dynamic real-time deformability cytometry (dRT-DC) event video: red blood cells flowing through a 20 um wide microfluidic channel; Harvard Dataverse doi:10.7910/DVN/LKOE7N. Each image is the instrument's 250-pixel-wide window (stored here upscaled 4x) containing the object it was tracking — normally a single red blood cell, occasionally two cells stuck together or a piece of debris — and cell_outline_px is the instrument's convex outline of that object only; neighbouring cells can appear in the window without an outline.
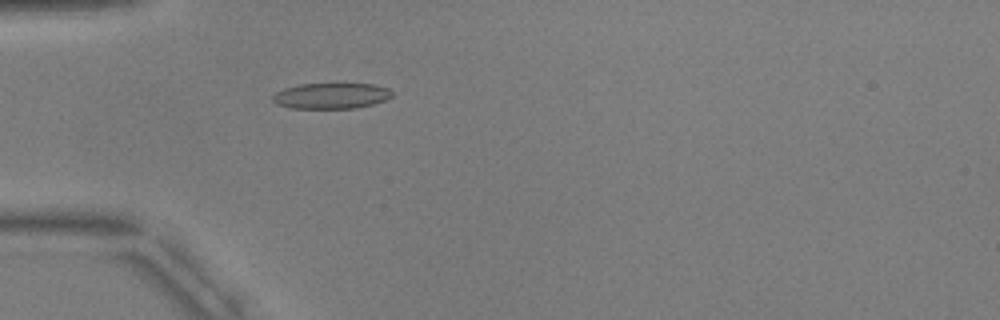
{"species": "common noctule bat (a hibernating species)", "species_latin": "Nyctalus noctula", "temperature_condition": "warm", "stored_images_in_passage": 54, "camera_frame_rate_fps": 3000, "um_per_image_px": 0.085, "animal": {"sex": "male", "body_mass_g": 17.9, "forearm_length_mm": 54.2}, "frame": {"image": 1, "passage_image": 17, "time_ms": 5.333, "image_size_px": [1000, 320], "cell_outline_px": [[392, 96], [384, 100], [372, 104], [356, 108], [292, 108], [276, 104], [272, 100], [272, 96], [276, 92], [284, 88], [300, 84], [344, 80], [372, 84], [388, 88], [392, 92]], "centroid_in_image_um": [28.16, 8.08], "position_along_channel_um": 56.8, "area_um2": 18.84}}
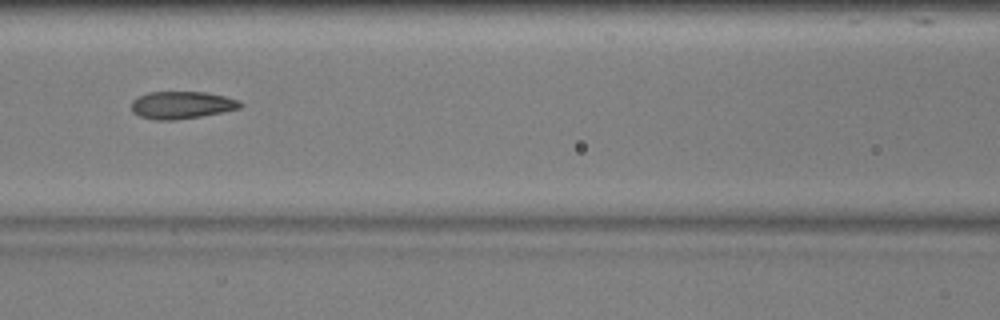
{"frame": {"image": 2, "passage_image": 25, "time_ms": 8.0, "image_size_px": [1000, 320], "cell_outline_px": [[244, 104], [240, 108], [224, 112], [200, 116], [172, 120], [156, 120], [140, 116], [132, 112], [132, 100], [136, 96], [148, 92], [208, 92], [240, 100]], "centroid_in_image_um": [15.45, 8.92], "position_along_channel_um": 151.1, "area_um2": 17.51}}
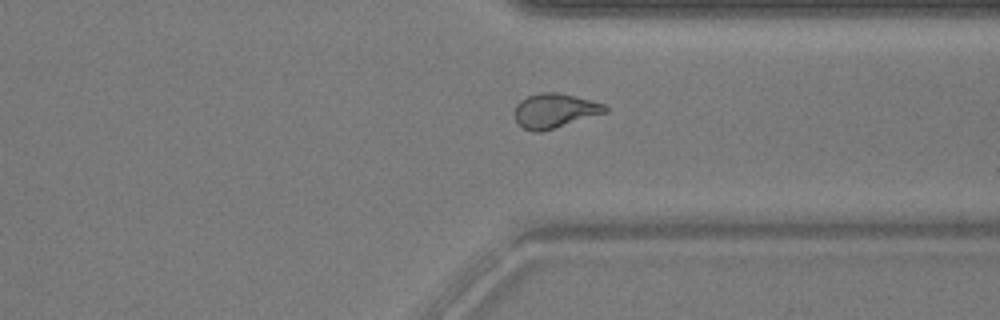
{"frame": {"image": 3, "passage_image": 42, "time_ms": 13.667, "image_size_px": [1000, 320], "cell_outline_px": [[608, 112], [540, 132], [532, 132], [524, 128], [516, 120], [516, 104], [520, 100], [528, 96], [540, 92], [556, 92], [604, 104], [608, 108]], "centroid_in_image_um": [47.14, 9.41], "position_along_channel_um": 364.3, "area_um2": 17.8}, "authors_computed_cell_mechanics": {"area_um2": 17.8024, "velocity_mm_per_s": 3.7619, "shape_relaxation_time_tau1_ms": null, "shape_relaxation_time_tau2_ms": 1.8871, "deformation_change_tau1": null, "deformation_change_tau2": 0.0929}}